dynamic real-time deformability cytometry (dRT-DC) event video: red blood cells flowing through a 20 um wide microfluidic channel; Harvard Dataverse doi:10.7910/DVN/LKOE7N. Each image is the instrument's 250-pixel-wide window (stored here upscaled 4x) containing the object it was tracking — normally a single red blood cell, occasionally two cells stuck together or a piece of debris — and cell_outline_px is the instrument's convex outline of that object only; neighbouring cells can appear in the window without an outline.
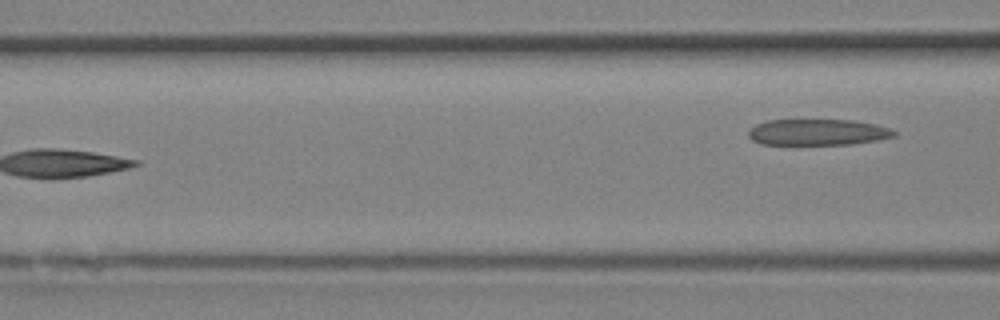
{"species": "Egyptian fruit bat (a non-hibernating species)", "species_latin": "Rousettus aegyptiacus", "temperature_condition": "room temperature", "stored_images_in_passage": 11, "segment_of_instrument_passage": [2, 2], "camera_frame_rate_fps": 3000, "um_per_image_px": 0.085, "animal": {"sex": "female"}, "frame": {"image": 1, "passage_image": 11, "time_ms": 3.333, "image_size_px": [1000, 320], "cell_outline_px": [[896, 136], [880, 140], [852, 144], [760, 144], [752, 140], [748, 136], [748, 132], [756, 124], [764, 120], [852, 120], [876, 124], [892, 128], [896, 132]], "centroid_in_image_um": [69.54, 11.23], "position_along_channel_um": 97.1, "area_um2": 22.37}}